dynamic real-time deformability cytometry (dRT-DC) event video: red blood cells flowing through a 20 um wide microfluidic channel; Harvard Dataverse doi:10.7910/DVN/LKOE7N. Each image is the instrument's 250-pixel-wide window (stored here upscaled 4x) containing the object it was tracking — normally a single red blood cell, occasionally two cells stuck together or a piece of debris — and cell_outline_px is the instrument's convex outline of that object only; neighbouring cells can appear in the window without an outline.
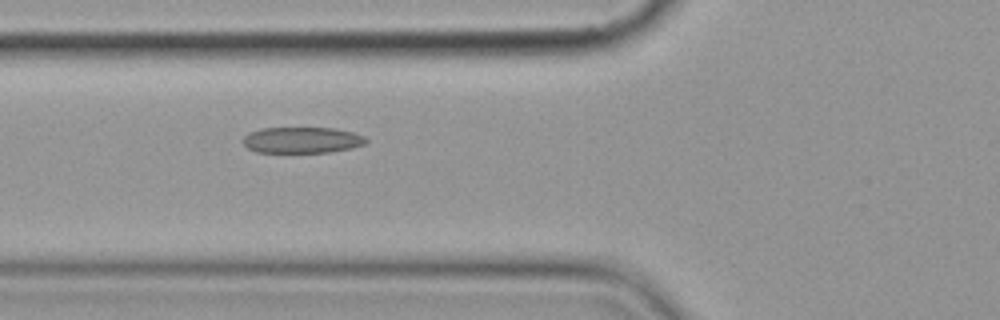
{"species": "common noctule bat (a hibernating species)", "species_latin": "Nyctalus noctula", "temperature_condition": "cold", "stored_images_in_passage": 7, "camera_frame_rate_fps": 3000, "um_per_image_px": 0.085, "animal": {"sex": "female", "body_mass_g": 19.9}, "frame": {"image": 1, "passage_image": 7, "time_ms": 7.0, "image_size_px": [1000, 320], "cell_outline_px": [[368, 140], [364, 144], [352, 148], [328, 152], [256, 152], [248, 148], [240, 140], [248, 132], [260, 128], [336, 128], [352, 132], [364, 136]], "centroid_in_image_um": [25.64, 11.9], "position_along_channel_um": 100.2, "area_um2": 18.79}}